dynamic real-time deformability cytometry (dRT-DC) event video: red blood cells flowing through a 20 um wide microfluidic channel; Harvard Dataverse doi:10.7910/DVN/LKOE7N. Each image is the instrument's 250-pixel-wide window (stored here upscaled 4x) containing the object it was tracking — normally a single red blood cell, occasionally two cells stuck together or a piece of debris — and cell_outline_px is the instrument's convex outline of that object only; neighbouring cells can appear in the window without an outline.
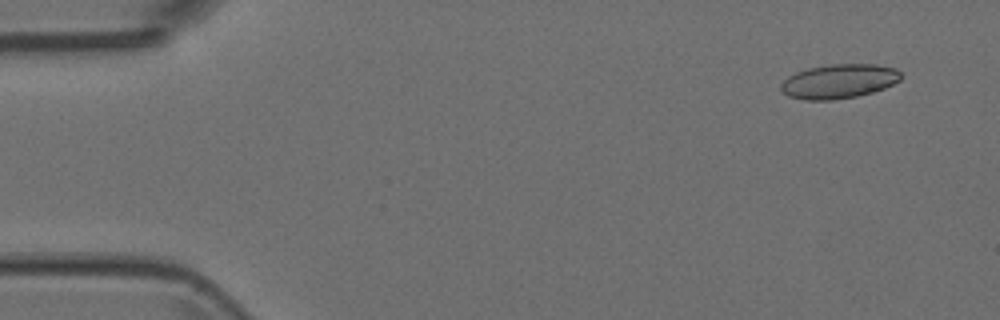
{"species": "Egyptian fruit bat (a non-hibernating species)", "species_latin": "Rousettus aegyptiacus", "temperature_condition": "room temperature", "stored_images_in_passage": 6, "segment_of_instrument_passage": [2, 2], "camera_frame_rate_fps": 3000, "um_per_image_px": 0.085, "animal": {"sex": "female"}, "frame": {"image": 1, "passage_image": 6, "time_ms": 1.667, "image_size_px": [1000, 320], "cell_outline_px": [[900, 80], [884, 88], [872, 92], [856, 96], [832, 100], [804, 100], [788, 96], [780, 88], [780, 84], [788, 76], [796, 72], [808, 68], [832, 64], [876, 64], [896, 68], [900, 72]], "centroid_in_image_um": [71.29, 6.91], "position_along_channel_um": 13.7, "area_um2": 23.93}}